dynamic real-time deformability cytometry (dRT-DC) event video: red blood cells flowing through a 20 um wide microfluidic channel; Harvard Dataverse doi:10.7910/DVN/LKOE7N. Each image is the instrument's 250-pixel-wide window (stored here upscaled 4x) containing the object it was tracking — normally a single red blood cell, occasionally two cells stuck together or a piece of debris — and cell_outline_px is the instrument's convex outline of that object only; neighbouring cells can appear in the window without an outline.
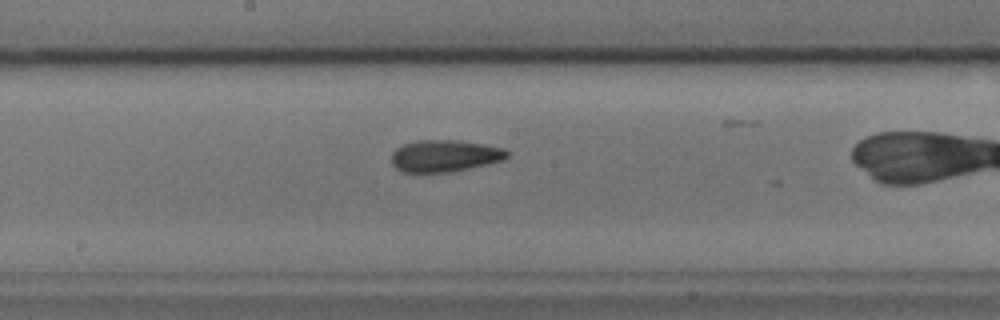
{"species": "common noctule bat (a hibernating species)", "species_latin": "Nyctalus noctula", "temperature_condition": "cold", "stored_images_in_passage": 30, "camera_frame_rate_fps": 3000, "um_per_image_px": 0.085, "animal": {"sex": "male", "body_mass_g": 17.9, "forearm_length_mm": 54.2}, "frame": {"image": 1, "passage_image": 21, "time_ms": 6.667, "image_size_px": [1000, 320], "cell_outline_px": [[508, 156], [504, 160], [488, 164], [452, 172], [400, 172], [392, 164], [392, 152], [396, 148], [404, 144], [416, 140], [452, 140], [480, 144], [504, 148], [508, 152]], "centroid_in_image_um": [37.78, 13.26], "position_along_channel_um": 210.4, "area_um2": 21.44}}